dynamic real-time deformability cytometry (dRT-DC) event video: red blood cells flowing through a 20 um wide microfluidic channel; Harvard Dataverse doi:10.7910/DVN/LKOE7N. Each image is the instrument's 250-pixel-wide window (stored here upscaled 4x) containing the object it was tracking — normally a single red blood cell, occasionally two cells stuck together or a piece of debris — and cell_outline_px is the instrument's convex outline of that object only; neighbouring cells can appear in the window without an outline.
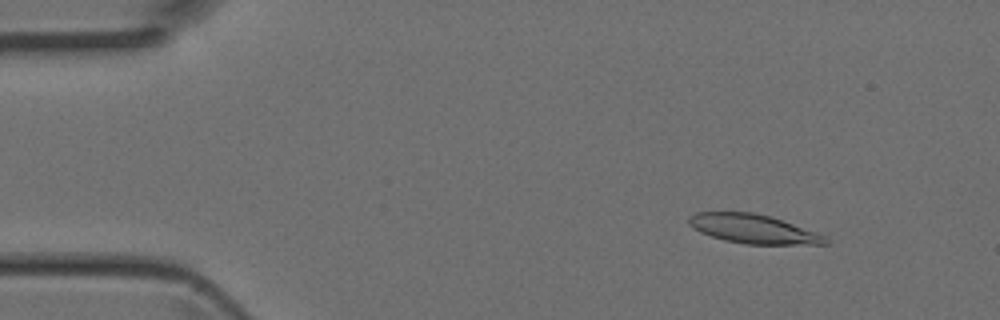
{"species": "Egyptian fruit bat (a non-hibernating species)", "species_latin": "Rousettus aegyptiacus", "temperature_condition": "room temperature", "stored_images_in_passage": 4, "camera_frame_rate_fps": 3000, "um_per_image_px": 0.085, "animal": {"sex": "female"}, "frame": {"image": 1, "passage_image": 1, "time_ms": 0.0, "image_size_px": [1000, 320], "cell_outline_px": [[828, 244], [744, 244], [724, 240], [700, 232], [692, 228], [688, 224], [688, 216], [696, 212], [752, 212], [768, 216], [816, 232], [824, 236], [828, 240]], "centroid_in_image_um": [63.96, 19.46], "position_along_channel_um": 21.0, "area_um2": 22.83}}
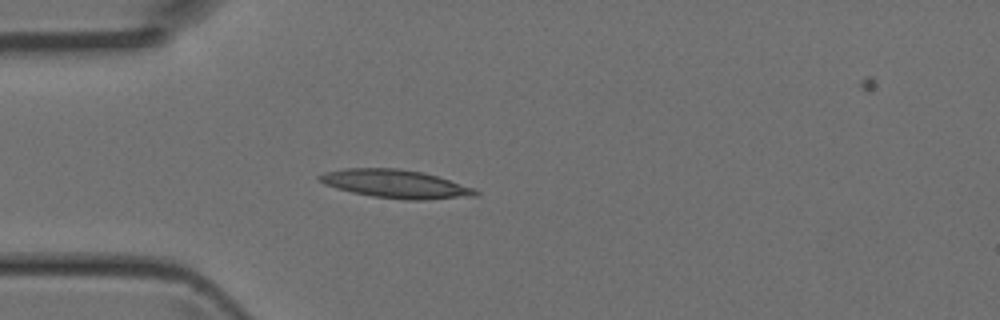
{"frame": {"image": 2, "passage_image": 3, "time_ms": 0.667, "image_size_px": [1000, 320], "cell_outline_px": [[480, 192], [476, 196], [424, 200], [404, 200], [372, 196], [352, 192], [336, 188], [324, 184], [316, 176], [324, 172], [348, 168], [400, 168], [420, 172], [436, 176], [476, 188]], "centroid_in_image_um": [33.64, 15.64], "position_along_channel_um": 51.4, "area_um2": 25.78}}